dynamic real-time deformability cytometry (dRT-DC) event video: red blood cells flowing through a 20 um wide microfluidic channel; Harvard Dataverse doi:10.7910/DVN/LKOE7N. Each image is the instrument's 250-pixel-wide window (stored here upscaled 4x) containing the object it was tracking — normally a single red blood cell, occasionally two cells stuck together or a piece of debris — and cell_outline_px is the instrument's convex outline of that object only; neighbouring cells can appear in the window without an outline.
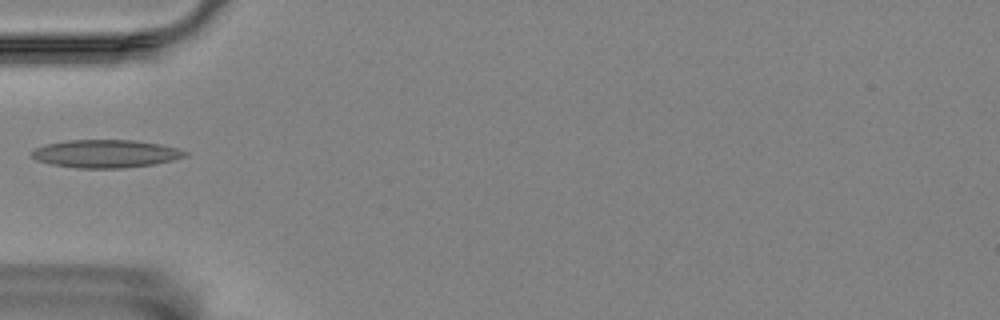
{"species": "Egyptian fruit bat (a non-hibernating species)", "species_latin": "Rousettus aegyptiacus", "temperature_condition": "room temperature", "stored_images_in_passage": 6, "camera_frame_rate_fps": 3000, "um_per_image_px": 0.085, "animal": {"sex": "female"}, "frame": {"image": 1, "passage_image": 1, "time_ms": 0.0, "image_size_px": [1000, 320], "cell_outline_px": [[188, 156], [172, 160], [152, 164], [124, 168], [76, 168], [52, 164], [36, 160], [32, 156], [32, 152], [36, 148], [44, 144], [68, 140], [136, 140], [160, 144], [176, 148], [188, 152]], "centroid_in_image_um": [8.99, 13.06], "position_along_channel_um": 76.0, "area_um2": 24.91}}
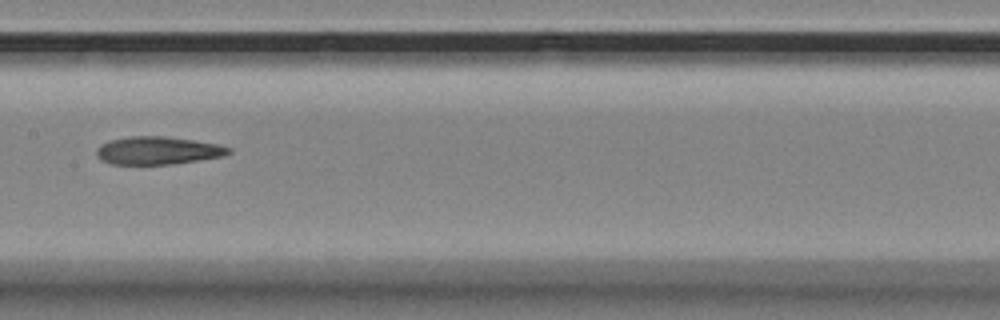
{"frame": {"image": 2, "passage_image": 4, "time_ms": 1.0, "image_size_px": [1000, 320], "cell_outline_px": [[232, 152], [220, 156], [172, 164], [112, 164], [100, 160], [96, 156], [96, 148], [100, 144], [108, 140], [128, 136], [164, 136], [192, 140], [216, 144], [232, 148]], "centroid_in_image_um": [13.33, 12.79], "position_along_channel_um": 194.1, "area_um2": 21.39}}
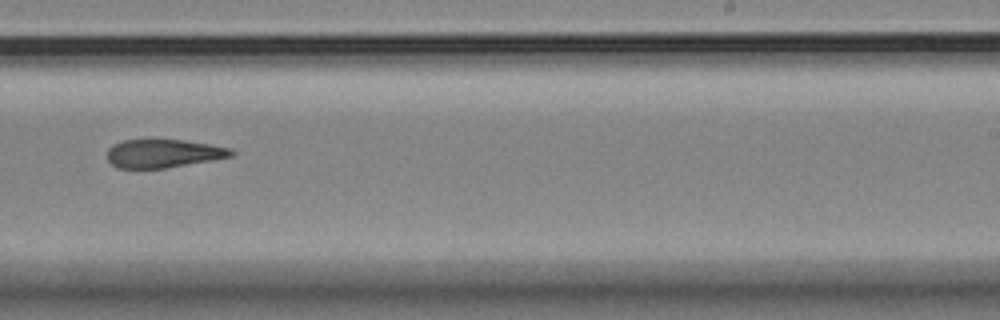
{"frame": {"image": 3, "passage_image": 6, "time_ms": 1.667, "image_size_px": [1000, 320], "cell_outline_px": [[236, 152], [232, 156], [212, 160], [164, 168], [116, 168], [108, 160], [108, 148], [112, 144], [124, 140], [184, 140], [232, 148]], "centroid_in_image_um": [13.89, 13.04], "position_along_channel_um": 275.1, "area_um2": 20.4}}